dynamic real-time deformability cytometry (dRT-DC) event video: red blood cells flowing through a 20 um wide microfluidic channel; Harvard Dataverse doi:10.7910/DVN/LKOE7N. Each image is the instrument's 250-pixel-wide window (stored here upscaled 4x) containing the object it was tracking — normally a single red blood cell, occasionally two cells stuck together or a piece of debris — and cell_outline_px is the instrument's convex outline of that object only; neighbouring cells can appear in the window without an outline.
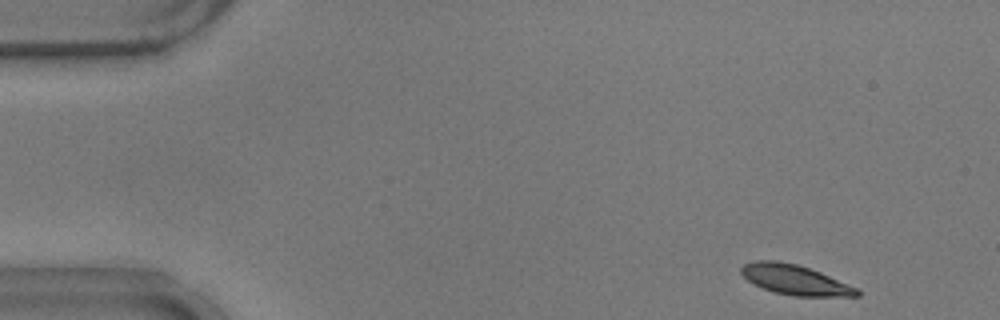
{"species": "common noctule bat (a hibernating species)", "species_latin": "Nyctalus noctula", "temperature_condition": "warm", "stored_images_in_passage": 50, "camera_frame_rate_fps": 3000, "um_per_image_px": 0.085, "animal": {"sex": "male", "body_mass_g": 17.9}, "frame": {"image": 1, "passage_image": 1, "time_ms": 0.0, "image_size_px": [1000, 320], "cell_outline_px": [[860, 296], [792, 296], [772, 292], [752, 284], [740, 272], [740, 268], [744, 264], [756, 260], [776, 260], [796, 264], [820, 272], [856, 288], [860, 292]], "centroid_in_image_um": [67.51, 23.78], "position_along_channel_um": 17.5, "area_um2": 20.11}}
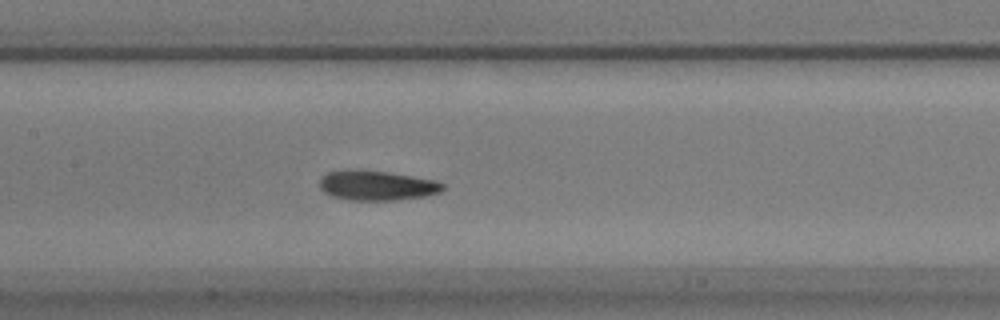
{"frame": {"image": 2, "passage_image": 22, "time_ms": 7.0, "image_size_px": [1000, 320], "cell_outline_px": [[444, 188], [440, 192], [424, 196], [396, 200], [348, 200], [332, 196], [324, 192], [320, 188], [320, 176], [328, 172], [388, 172], [436, 180], [444, 184]], "centroid_in_image_um": [32.07, 15.8], "position_along_channel_um": 175.3, "area_um2": 20.75}}
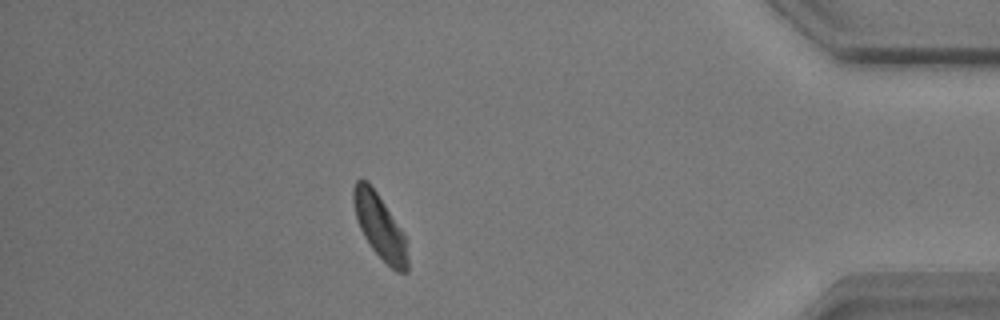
{"frame": {"image": 3, "passage_image": 44, "time_ms": 14.333, "image_size_px": [1000, 320], "cell_outline_px": [[408, 272], [396, 272], [372, 248], [364, 236], [360, 228], [356, 216], [352, 196], [352, 188], [356, 180], [360, 176], [368, 180], [400, 228], [404, 236], [408, 260]], "centroid_in_image_um": [32.25, 19.21], "position_along_channel_um": 403.0, "area_um2": 19.94}, "authors_computed_cell_mechanics": {"area_um2": 21.0392, "velocity_mm_per_s": 3.6877, "shape_relaxation_time_tau1_ms": 3.7867, "shape_relaxation_time_tau2_ms": 3.8997, "deformation_change_tau1": 0.1567, "deformation_change_tau2": 0.1236}}